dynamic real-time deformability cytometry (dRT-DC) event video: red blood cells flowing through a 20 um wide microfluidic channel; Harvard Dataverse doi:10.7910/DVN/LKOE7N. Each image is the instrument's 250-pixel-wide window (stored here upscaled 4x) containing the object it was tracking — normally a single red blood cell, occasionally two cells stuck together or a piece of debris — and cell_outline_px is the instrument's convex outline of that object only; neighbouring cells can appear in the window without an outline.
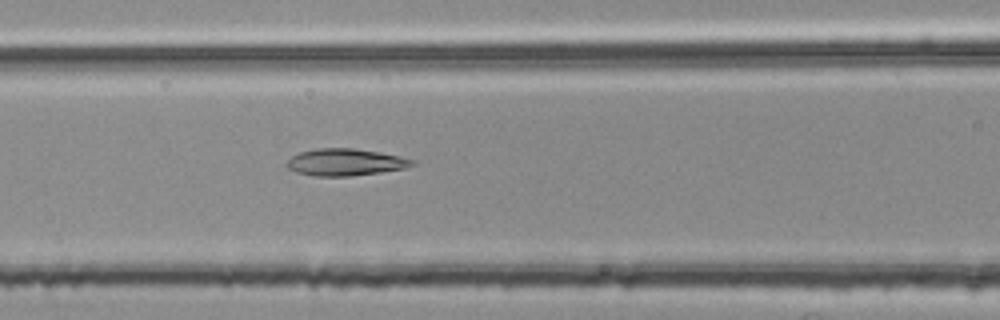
{"species": "common noctule bat (a hibernating species)", "species_latin": "Nyctalus noctula", "temperature_condition": "room temperature", "stored_images_in_passage": 38, "camera_frame_rate_fps": 3000, "um_per_image_px": 0.085, "animal": {"sex": "female", "body_mass_g": 25.1}, "frame": {"image": 1, "passage_image": 7, "time_ms": 2.0, "image_size_px": [1000, 320], "cell_outline_px": [[416, 160], [412, 164], [404, 168], [348, 176], [316, 176], [296, 172], [288, 168], [284, 164], [292, 156], [300, 152], [316, 148], [352, 148], [376, 152]], "centroid_in_image_um": [29.25, 13.78], "position_along_channel_um": 137.3, "area_um2": 19.25}}
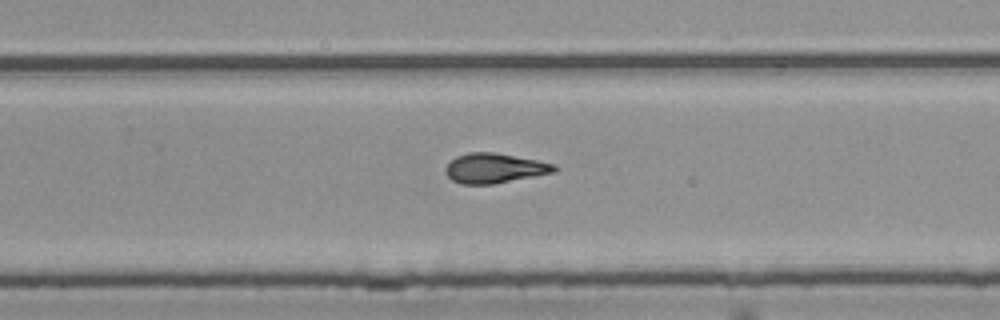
{"frame": {"image": 2, "passage_image": 19, "time_ms": 6.0, "image_size_px": [1000, 320], "cell_outline_px": [[556, 172], [492, 184], [460, 184], [452, 180], [448, 176], [444, 168], [456, 156], [468, 152], [496, 152], [556, 164]], "centroid_in_image_um": [42.02, 14.29], "position_along_channel_um": 287.8, "area_um2": 18.84}}
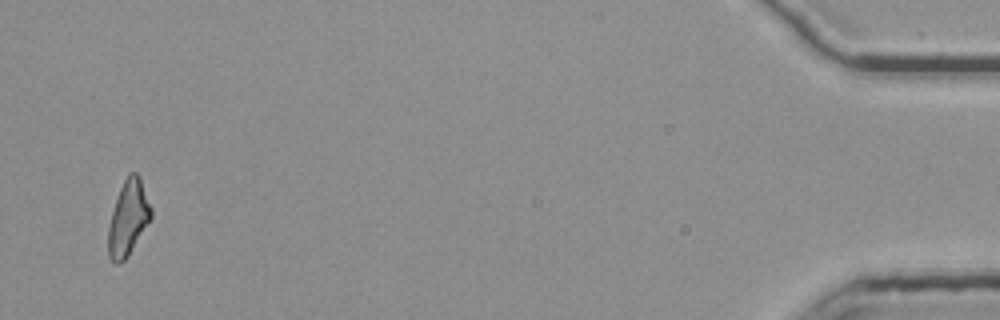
{"frame": {"image": 3, "passage_image": 37, "time_ms": 12.0, "image_size_px": [1000, 320], "cell_outline_px": [[152, 216], [124, 260], [120, 264], [116, 264], [108, 256], [108, 228], [112, 212], [120, 188], [128, 172], [136, 172], [140, 176], [152, 208]], "centroid_in_image_um": [10.89, 18.49], "position_along_channel_um": 424.3, "area_um2": 18.44}, "authors_computed_cell_mechanics": {"area_um2": 18.5538, "velocity_mm_per_s": 3.7774, "shape_relaxation_time_tau1_ms": 9.6961, "shape_relaxation_time_tau2_ms": 2.7288, "deformation_change_tau1": 0.2292, "deformation_change_tau2": 0.1194}}